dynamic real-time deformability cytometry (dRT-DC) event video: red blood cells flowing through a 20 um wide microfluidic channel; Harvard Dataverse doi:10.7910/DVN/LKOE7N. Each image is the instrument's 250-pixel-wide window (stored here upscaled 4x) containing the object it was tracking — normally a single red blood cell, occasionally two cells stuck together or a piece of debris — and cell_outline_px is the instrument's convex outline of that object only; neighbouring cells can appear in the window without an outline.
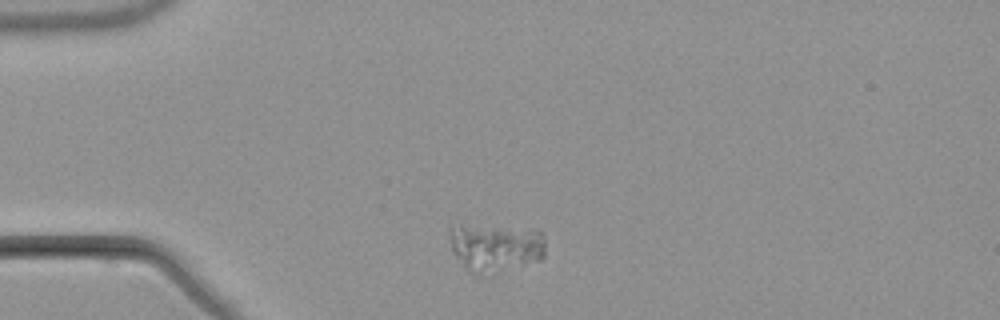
{"species": "common noctule bat (a hibernating species)", "species_latin": "Nyctalus noctula", "temperature_condition": "warm", "stored_images_in_passage": 2, "camera_frame_rate_fps": 3000, "um_per_image_px": 0.085, "animal": {"sex": "male", "body_mass_g": 21.5, "forearm_length_mm": 52.0}, "frame": {"image": 1, "passage_image": 1, "time_ms": 0.0, "image_size_px": [1000, 320], "cell_outline_px": [[544, 256], [540, 260], [480, 276], [476, 276], [468, 272], [452, 252], [448, 232], [448, 228], [460, 224], [536, 228], [544, 236]], "centroid_in_image_um": [42.08, 21.01], "position_along_channel_um": 42.9, "area_um2": 27.63}}